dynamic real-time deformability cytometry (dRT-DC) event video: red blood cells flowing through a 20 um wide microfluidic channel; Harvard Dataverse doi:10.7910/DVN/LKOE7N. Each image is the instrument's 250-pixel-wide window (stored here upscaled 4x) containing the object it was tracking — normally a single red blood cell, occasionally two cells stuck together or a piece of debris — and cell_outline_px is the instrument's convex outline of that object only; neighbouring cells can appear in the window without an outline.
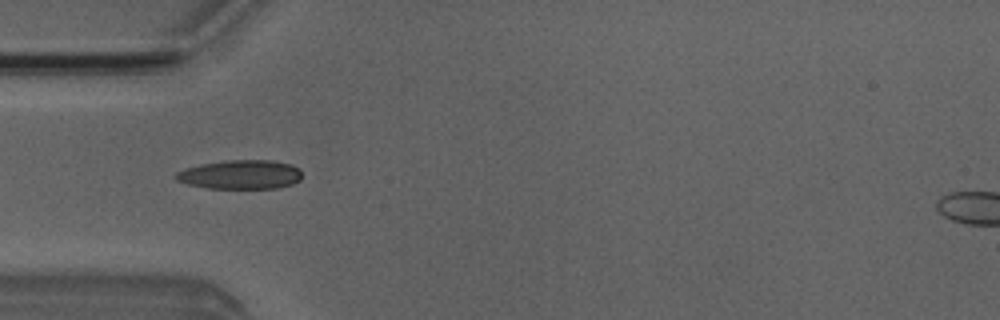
{"species": "Egyptian fruit bat (a non-hibernating species)", "species_latin": "Rousettus aegyptiacus", "temperature_condition": "room temperature", "stored_images_in_passage": 6, "camera_frame_rate_fps": 3000, "um_per_image_px": 0.085, "animal": {"sex": "male"}, "frame": {"image": 1, "passage_image": 4, "time_ms": 3.667, "image_size_px": [1000, 320], "cell_outline_px": [[300, 180], [292, 184], [276, 188], [208, 188], [188, 184], [176, 180], [172, 176], [176, 172], [184, 168], [200, 164], [228, 160], [272, 160], [292, 164], [300, 168]], "centroid_in_image_um": [20.42, 14.83], "position_along_channel_um": 64.6, "area_um2": 21.5}}